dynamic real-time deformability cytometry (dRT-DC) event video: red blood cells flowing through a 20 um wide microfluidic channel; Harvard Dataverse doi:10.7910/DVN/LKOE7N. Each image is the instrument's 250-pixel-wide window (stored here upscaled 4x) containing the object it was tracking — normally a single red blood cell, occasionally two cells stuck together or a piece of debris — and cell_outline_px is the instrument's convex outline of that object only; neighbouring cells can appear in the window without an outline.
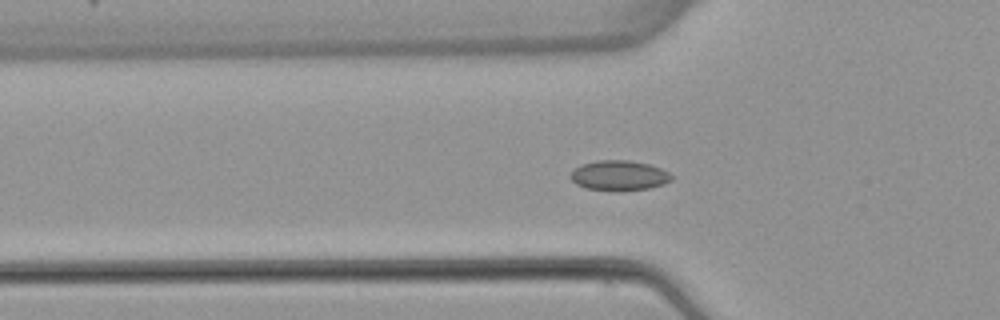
{"species": "common noctule bat (a hibernating species)", "species_latin": "Nyctalus noctula", "temperature_condition": "warm", "stored_images_in_passage": 54, "camera_frame_rate_fps": 3000, "um_per_image_px": 0.085, "animal": {"sex": "female", "body_mass_g": 22.7, "forearm_length_mm": 54.2}, "frame": {"image": 1, "passage_image": 18, "time_ms": 5.667, "image_size_px": [1000, 320], "cell_outline_px": [[672, 180], [664, 184], [648, 188], [620, 192], [616, 192], [584, 188], [576, 184], [568, 176], [580, 164], [596, 160], [628, 160], [648, 164], [660, 168], [668, 172], [672, 176]], "centroid_in_image_um": [52.59, 14.93], "position_along_channel_um": 73.2, "area_um2": 17.98}}
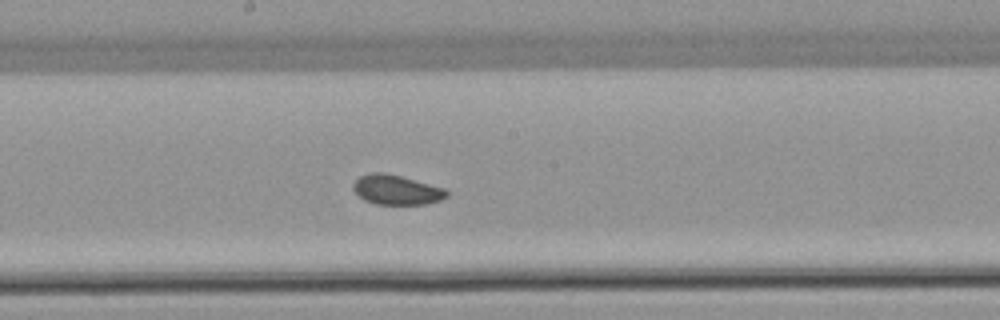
{"frame": {"image": 2, "passage_image": 29, "time_ms": 9.333, "image_size_px": [1000, 320], "cell_outline_px": [[448, 196], [440, 200], [424, 204], [376, 204], [364, 200], [352, 188], [352, 184], [360, 176], [368, 172], [384, 172], [448, 188]], "centroid_in_image_um": [33.72, 16.12], "position_along_channel_um": 214.5, "area_um2": 16.3}}
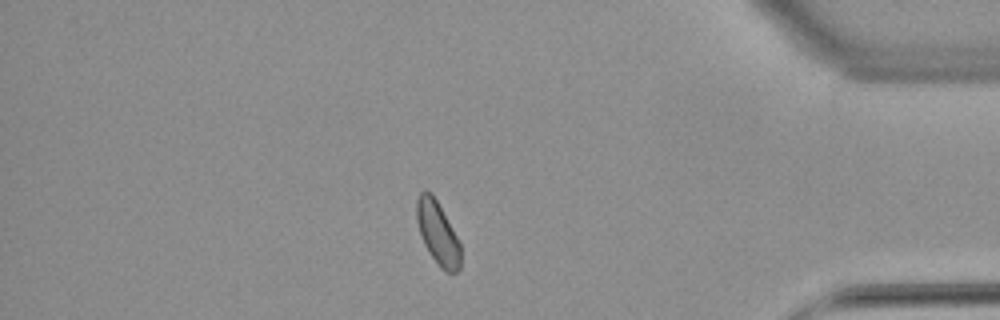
{"frame": {"image": 3, "passage_image": 46, "time_ms": 15.0, "image_size_px": [1000, 320], "cell_outline_px": [[460, 268], [456, 272], [448, 272], [428, 252], [420, 236], [416, 220], [416, 200], [420, 192], [432, 192], [456, 236], [460, 244]], "centroid_in_image_um": [37.17, 19.77], "position_along_channel_um": 398.0, "area_um2": 15.72}, "authors_computed_cell_mechanics": {"area_um2": 16.7909, "velocity_mm_per_s": 3.8453, "shape_relaxation_time_tau1_ms": null, "shape_relaxation_time_tau2_ms": 5.1271, "deformation_change_tau1": null, "deformation_change_tau2": 0.0752}}